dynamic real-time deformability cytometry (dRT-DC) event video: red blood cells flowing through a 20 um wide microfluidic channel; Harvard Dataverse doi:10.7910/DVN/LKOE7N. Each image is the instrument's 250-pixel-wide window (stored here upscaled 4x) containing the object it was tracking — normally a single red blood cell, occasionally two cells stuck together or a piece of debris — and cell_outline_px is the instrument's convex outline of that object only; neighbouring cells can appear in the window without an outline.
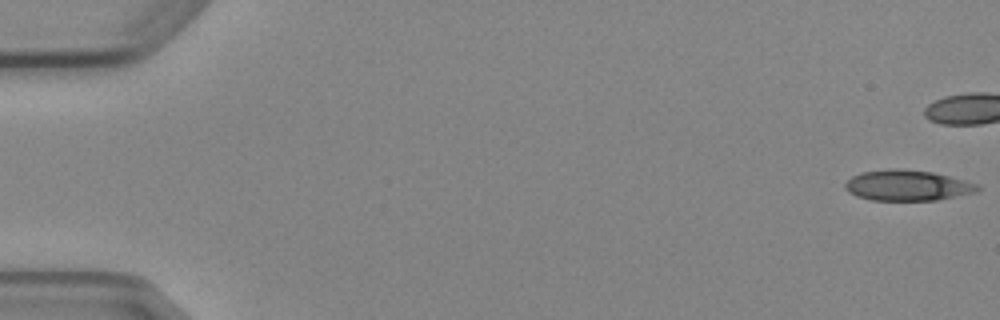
{"species": "Egyptian fruit bat (a non-hibernating species)", "species_latin": "Rousettus aegyptiacus", "temperature_condition": "cold", "stored_images_in_passage": 6, "camera_frame_rate_fps": 3000, "um_per_image_px": 0.085, "animal": {"sex": "female"}, "frame": {"image": 1, "passage_image": 1, "time_ms": 0.0, "image_size_px": [1000, 320], "cell_outline_px": [[980, 188], [976, 192], [936, 200], [872, 200], [856, 196], [848, 192], [844, 188], [844, 184], [852, 176], [860, 172], [888, 168], [904, 168], [932, 172], [980, 184]], "centroid_in_image_um": [77.1, 15.75], "position_along_channel_um": 7.9, "area_um2": 23.81}}
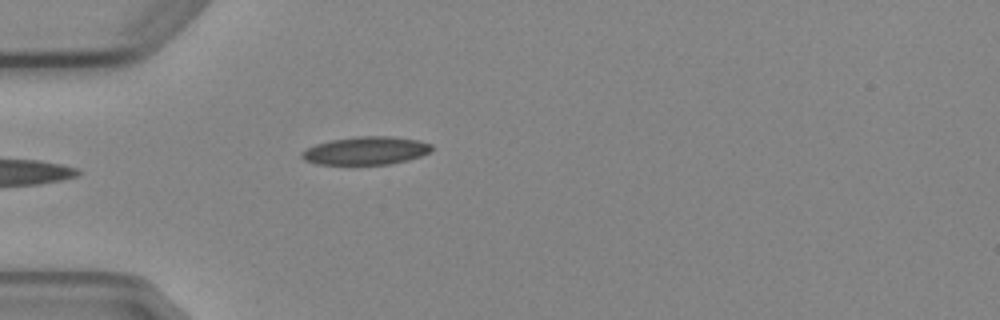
{"frame": {"image": 2, "passage_image": 6, "time_ms": 6.0, "image_size_px": [1000, 320], "cell_outline_px": [[432, 148], [428, 152], [420, 156], [408, 160], [392, 164], [316, 164], [304, 160], [300, 156], [300, 152], [304, 148], [316, 144], [332, 140], [356, 136], [392, 136], [420, 140], [432, 144]], "centroid_in_image_um": [31.08, 12.8], "position_along_channel_um": 53.9, "area_um2": 21.39}}